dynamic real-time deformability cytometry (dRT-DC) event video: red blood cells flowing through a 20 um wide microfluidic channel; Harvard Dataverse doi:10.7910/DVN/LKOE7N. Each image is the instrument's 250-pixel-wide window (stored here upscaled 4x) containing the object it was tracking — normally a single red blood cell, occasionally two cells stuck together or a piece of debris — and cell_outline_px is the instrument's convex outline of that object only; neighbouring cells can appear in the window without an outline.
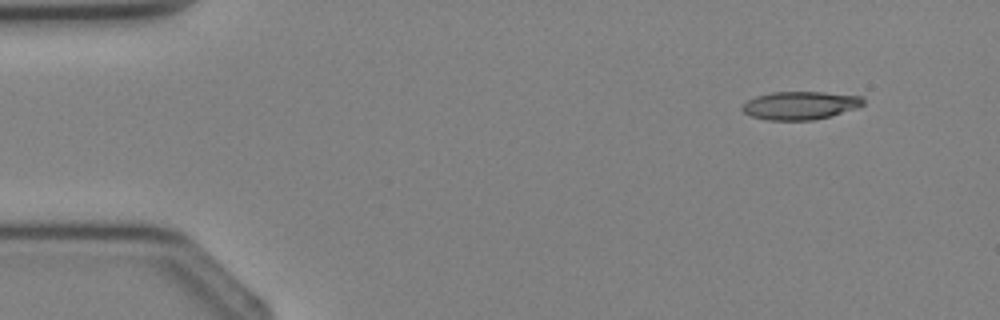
{"species": "Egyptian fruit bat (a non-hibernating species)", "species_latin": "Rousettus aegyptiacus", "temperature_condition": "cold", "stored_images_in_passage": 5, "camera_frame_rate_fps": 3000, "um_per_image_px": 0.085, "animal": {"sex": "female"}, "frame": {"image": 1, "passage_image": 5, "time_ms": 4.667, "image_size_px": [1000, 320], "cell_outline_px": [[864, 104], [856, 108], [832, 116], [812, 120], [768, 120], [752, 116], [744, 112], [740, 108], [748, 100], [756, 96], [772, 92], [824, 92], [864, 96]], "centroid_in_image_um": [68.05, 8.96], "position_along_channel_um": 17.0, "area_um2": 19.88}}